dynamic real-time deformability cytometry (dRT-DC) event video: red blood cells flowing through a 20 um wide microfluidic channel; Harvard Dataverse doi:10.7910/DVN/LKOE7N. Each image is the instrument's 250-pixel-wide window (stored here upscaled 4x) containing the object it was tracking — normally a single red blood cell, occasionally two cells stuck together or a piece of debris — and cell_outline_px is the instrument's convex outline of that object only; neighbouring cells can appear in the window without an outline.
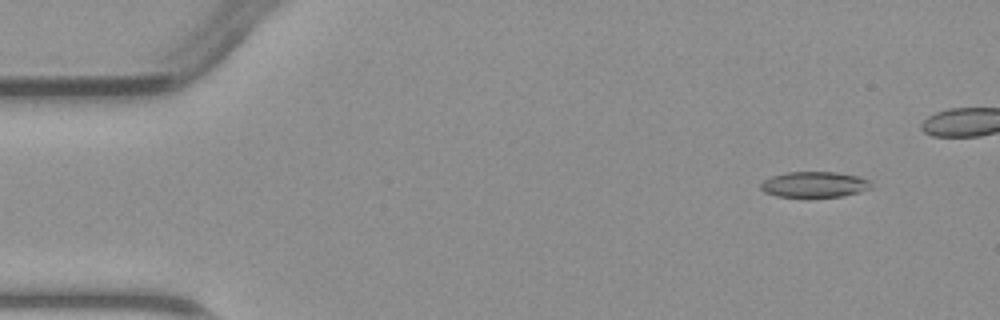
{"species": "common noctule bat (a hibernating species)", "species_latin": "Nyctalus noctula", "temperature_condition": "warm", "stored_images_in_passage": 4, "segment_of_instrument_passage": [2, 2], "camera_frame_rate_fps": 3000, "um_per_image_px": 0.085, "animal": {"sex": "male", "body_mass_g": 23.1, "forearm_length_mm": 52.7}, "frame": {"image": 1, "passage_image": 4, "time_ms": 7.0, "image_size_px": [1000, 320], "cell_outline_px": [[872, 188], [860, 192], [844, 196], [808, 200], [776, 196], [764, 192], [760, 188], [760, 184], [764, 180], [772, 176], [788, 172], [836, 172], [860, 176], [872, 180]], "centroid_in_image_um": [69.26, 15.73], "position_along_channel_um": 15.7, "area_um2": 17.57}}